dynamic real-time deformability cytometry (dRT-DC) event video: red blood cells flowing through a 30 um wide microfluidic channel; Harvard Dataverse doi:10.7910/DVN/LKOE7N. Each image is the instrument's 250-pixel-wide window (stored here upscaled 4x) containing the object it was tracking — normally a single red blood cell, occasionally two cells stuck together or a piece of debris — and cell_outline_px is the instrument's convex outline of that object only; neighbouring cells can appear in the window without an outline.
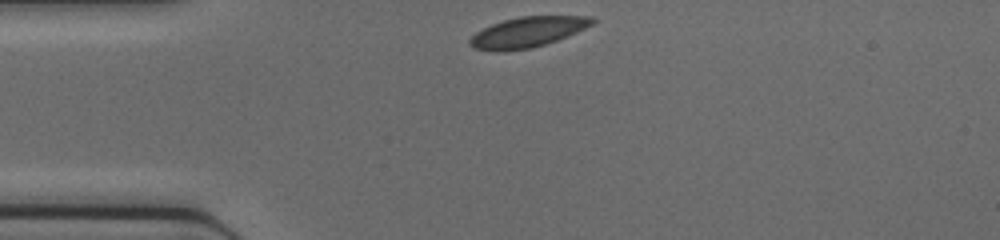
{"species": "common noctule bat (a hibernating species)", "species_latin": "Nyctalus noctula", "temperature_condition": "cold", "stored_images_in_passage": 30, "camera_frame_rate_fps": 3000, "um_per_image_px": 0.085, "animal": {"sex": "female", "body_mass_g": 17.0, "forearm_length_mm": 48.0}, "frame": {"image": 1, "passage_image": 1, "time_ms": 0.0, "image_size_px": [1000, 240], "cell_outline_px": [[596, 20], [592, 24], [576, 32], [556, 40], [532, 48], [504, 52], [496, 52], [476, 48], [468, 44], [468, 40], [476, 32], [492, 24], [504, 20], [520, 16], [592, 16]], "centroid_in_image_um": [44.81, 2.73], "position_along_channel_um": 40.2, "area_um2": 21.56}}
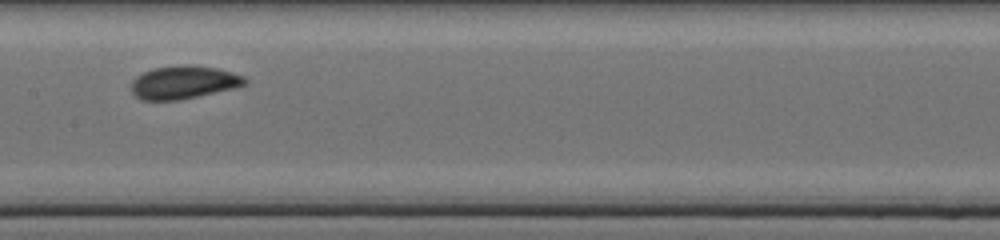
{"frame": {"image": 2, "passage_image": 13, "time_ms": 4.0, "image_size_px": [1000, 240], "cell_outline_px": [[248, 84], [236, 88], [180, 100], [140, 100], [132, 92], [132, 80], [136, 76], [152, 68], [184, 64], [188, 64], [216, 68], [232, 72], [244, 76], [248, 80]], "centroid_in_image_um": [15.64, 7.0], "position_along_channel_um": 191.8, "area_um2": 22.14}}
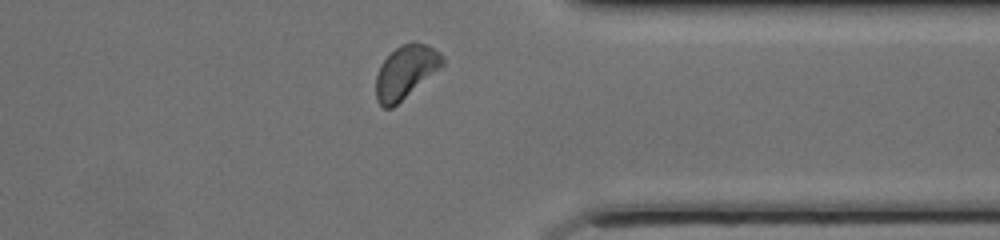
{"frame": {"image": 3, "passage_image": 26, "time_ms": 8.333, "image_size_px": [1000, 240], "cell_outline_px": [[444, 64], [440, 68], [392, 108], [384, 108], [376, 100], [376, 76], [380, 64], [400, 44], [412, 40], [428, 44], [440, 52], [444, 56]], "centroid_in_image_um": [34.49, 6.07], "position_along_channel_um": 376.9, "area_um2": 20.63}}